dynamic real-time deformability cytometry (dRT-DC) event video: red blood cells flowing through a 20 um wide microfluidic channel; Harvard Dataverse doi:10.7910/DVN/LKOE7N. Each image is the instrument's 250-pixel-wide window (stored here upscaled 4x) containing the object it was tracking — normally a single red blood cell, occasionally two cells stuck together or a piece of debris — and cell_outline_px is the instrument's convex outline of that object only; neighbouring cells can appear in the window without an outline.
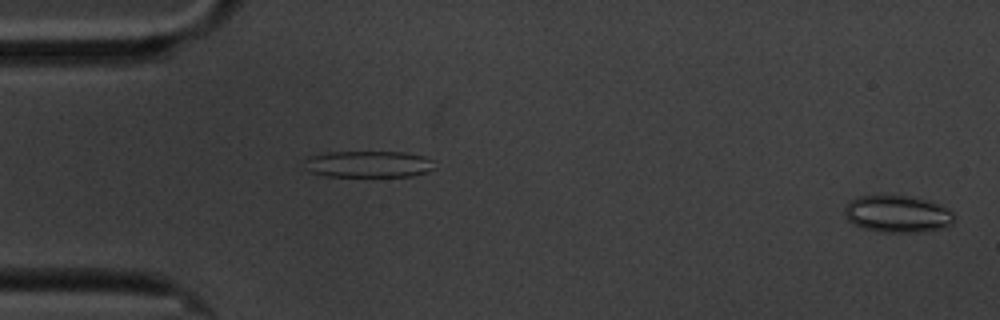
{"species": "common noctule bat (a hibernating species)", "species_latin": "Nyctalus noctula", "temperature_condition": "cold", "stored_images_in_passage": 52, "camera_frame_rate_fps": 3000, "um_per_image_px": 0.085, "animal": {"sex": "male", "body_mass_g": 20.1, "forearm_length_mm": 53.5}, "frame": {"image": 1, "passage_image": 1, "time_ms": 0.0, "image_size_px": [1000, 320], "cell_outline_px": [[956, 216], [952, 224], [944, 228], [924, 232], [880, 232], [864, 228], [848, 220], [844, 212], [844, 208], [848, 200], [860, 196], [908, 196], [924, 200], [948, 208]], "centroid_in_image_um": [76.29, 18.2], "position_along_channel_um": 8.7, "area_um2": 23.58}}
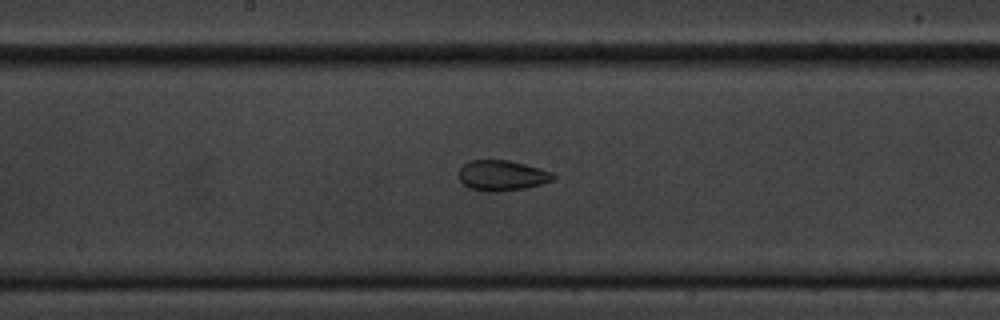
{"frame": {"image": 2, "passage_image": 30, "time_ms": 9.667, "image_size_px": [1000, 320], "cell_outline_px": [[556, 176], [552, 180], [540, 184], [524, 188], [500, 192], [484, 192], [468, 188], [460, 180], [460, 168], [468, 160], [508, 160], [524, 164], [552, 172]], "centroid_in_image_um": [42.64, 14.92], "position_along_channel_um": 205.6, "area_um2": 16.7}}
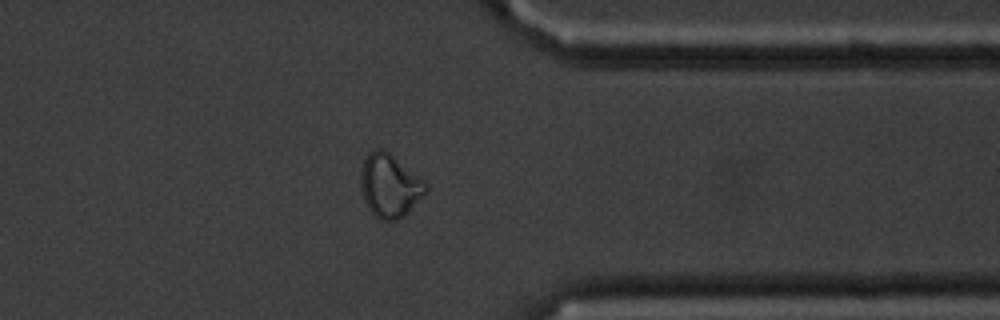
{"frame": {"image": 3, "passage_image": 46, "time_ms": 15.0, "image_size_px": [1000, 320], "cell_outline_px": [[428, 192], [404, 216], [396, 220], [380, 220], [368, 208], [364, 200], [360, 188], [360, 172], [364, 160], [376, 148], [380, 148], [388, 152], [428, 184]], "centroid_in_image_um": [33.13, 15.81], "position_along_channel_um": 378.3, "area_um2": 23.81}}